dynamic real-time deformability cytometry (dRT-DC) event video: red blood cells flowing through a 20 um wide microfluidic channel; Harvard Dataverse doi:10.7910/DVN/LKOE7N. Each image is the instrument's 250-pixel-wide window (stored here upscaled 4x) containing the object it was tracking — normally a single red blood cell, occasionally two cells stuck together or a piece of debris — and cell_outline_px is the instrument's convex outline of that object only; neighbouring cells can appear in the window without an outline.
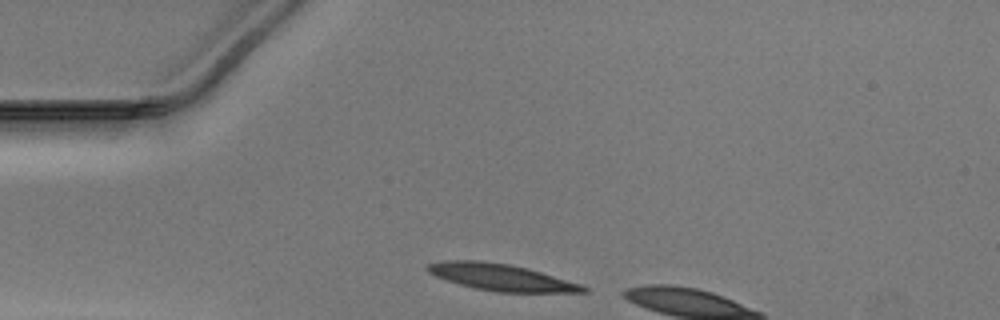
{"species": "Egyptian fruit bat (a non-hibernating species)", "species_latin": "Rousettus aegyptiacus", "temperature_condition": "warm", "stored_images_in_passage": 4, "camera_frame_rate_fps": 3000, "um_per_image_px": 0.085, "animal": {"sex": "male"}, "frame": {"image": 1, "passage_image": 1, "time_ms": 0.0, "image_size_px": [1000, 320], "cell_outline_px": [[588, 292], [496, 292], [472, 288], [436, 276], [428, 272], [424, 268], [428, 264], [448, 260], [480, 260], [508, 264], [528, 268], [584, 284], [588, 288]], "centroid_in_image_um": [42.64, 23.57], "position_along_channel_um": 42.4, "area_um2": 24.33}}